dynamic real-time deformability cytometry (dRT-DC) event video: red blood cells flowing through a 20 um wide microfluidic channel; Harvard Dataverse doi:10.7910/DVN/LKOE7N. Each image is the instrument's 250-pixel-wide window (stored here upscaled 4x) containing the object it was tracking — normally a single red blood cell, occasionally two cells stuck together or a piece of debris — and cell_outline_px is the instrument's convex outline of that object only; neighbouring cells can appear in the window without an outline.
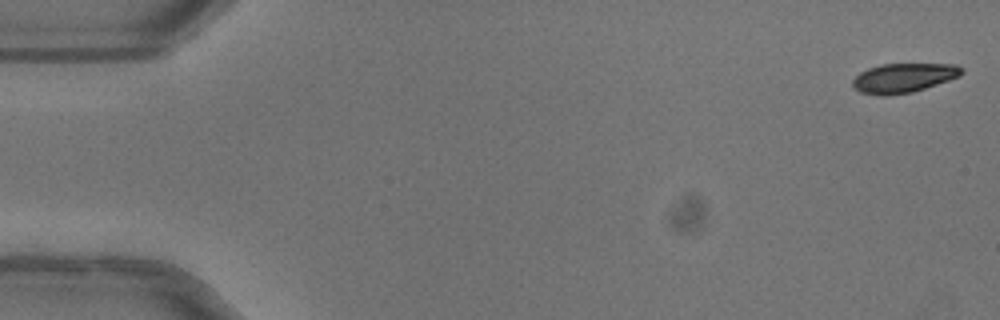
{"species": "common noctule bat (a hibernating species)", "species_latin": "Nyctalus noctula", "temperature_condition": "warm", "stored_images_in_passage": 51, "camera_frame_rate_fps": 3000, "um_per_image_px": 0.085, "animal": {"sex": "female"}, "frame": {"image": 1, "passage_image": 1, "time_ms": 0.0, "image_size_px": [1000, 320], "cell_outline_px": [[964, 72], [960, 76], [912, 92], [888, 96], [880, 96], [860, 92], [852, 84], [852, 80], [860, 72], [868, 68], [880, 64], [956, 64], [964, 68]], "centroid_in_image_um": [76.8, 6.62], "position_along_channel_um": 8.2, "area_um2": 18.67}}
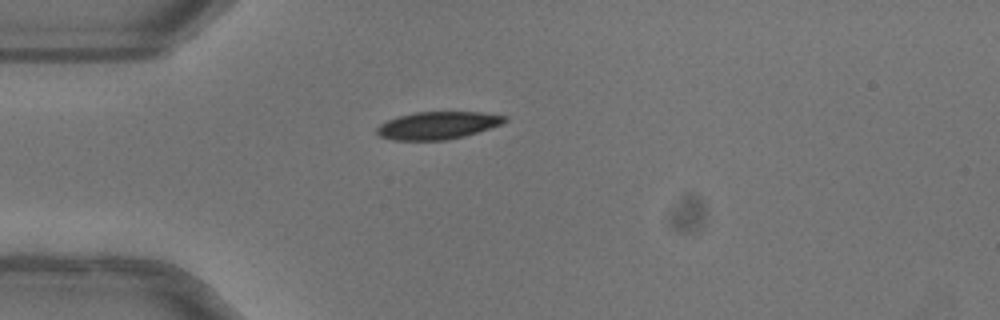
{"frame": {"image": 2, "passage_image": 14, "time_ms": 4.333, "image_size_px": [1000, 320], "cell_outline_px": [[508, 120], [500, 124], [464, 136], [444, 140], [392, 140], [380, 136], [376, 132], [376, 128], [380, 124], [388, 120], [400, 116], [416, 112], [480, 112], [508, 116]], "centroid_in_image_um": [37.19, 10.66], "position_along_channel_um": 47.8, "area_um2": 20.29}}
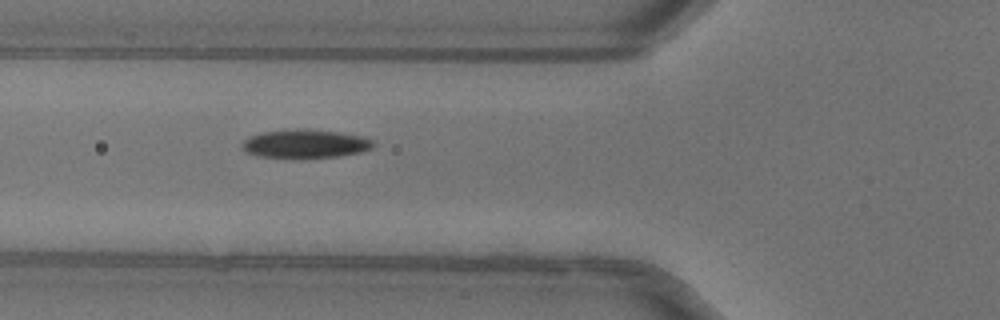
{"frame": {"image": 3, "passage_image": 19, "time_ms": 6.0, "image_size_px": [1000, 320], "cell_outline_px": [[376, 144], [372, 148], [360, 152], [336, 156], [260, 156], [244, 152], [240, 148], [240, 144], [248, 136], [264, 132], [296, 128], [308, 128], [340, 132], [364, 136], [372, 140]], "centroid_in_image_um": [25.94, 12.17], "position_along_channel_um": 99.9, "area_um2": 21.62}, "authors_computed_cell_mechanics": {"area_um2": 20.6924, "velocity_mm_per_s": 4.0249, "shape_relaxation_time_tau1_ms": 3.6861, "shape_relaxation_time_tau2_ms": null, "deformation_change_tau1": 0.1287, "deformation_change_tau2": null}}